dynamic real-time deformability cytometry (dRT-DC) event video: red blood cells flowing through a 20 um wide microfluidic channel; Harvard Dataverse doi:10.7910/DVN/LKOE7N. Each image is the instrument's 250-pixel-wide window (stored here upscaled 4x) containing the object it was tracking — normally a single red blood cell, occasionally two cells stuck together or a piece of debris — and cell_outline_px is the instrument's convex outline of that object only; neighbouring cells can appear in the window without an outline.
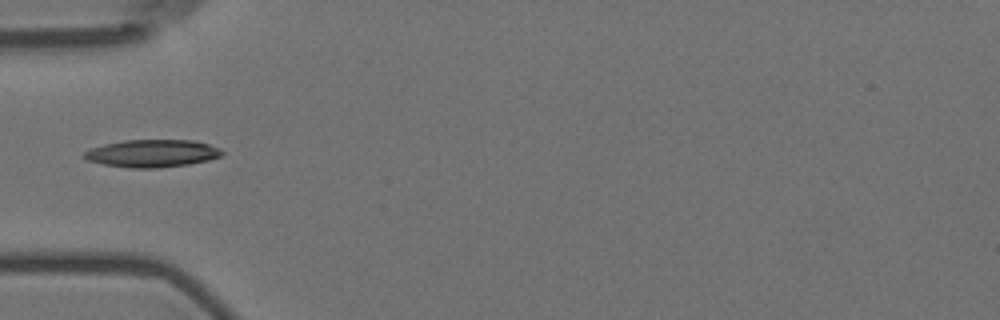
{"species": "Egyptian fruit bat (a non-hibernating species)", "species_latin": "Rousettus aegyptiacus", "temperature_condition": "room temperature", "stored_images_in_passage": 6, "camera_frame_rate_fps": 3000, "um_per_image_px": 0.085, "animal": {"sex": "female"}, "frame": {"image": 1, "passage_image": 6, "time_ms": 5.667, "image_size_px": [1000, 320], "cell_outline_px": [[224, 152], [220, 156], [208, 160], [188, 164], [160, 168], [128, 168], [104, 164], [88, 160], [84, 156], [84, 152], [92, 148], [104, 144], [124, 140], [192, 140], [208, 144], [220, 148]], "centroid_in_image_um": [12.95, 13.04], "position_along_channel_um": 72.0, "area_um2": 22.02}}